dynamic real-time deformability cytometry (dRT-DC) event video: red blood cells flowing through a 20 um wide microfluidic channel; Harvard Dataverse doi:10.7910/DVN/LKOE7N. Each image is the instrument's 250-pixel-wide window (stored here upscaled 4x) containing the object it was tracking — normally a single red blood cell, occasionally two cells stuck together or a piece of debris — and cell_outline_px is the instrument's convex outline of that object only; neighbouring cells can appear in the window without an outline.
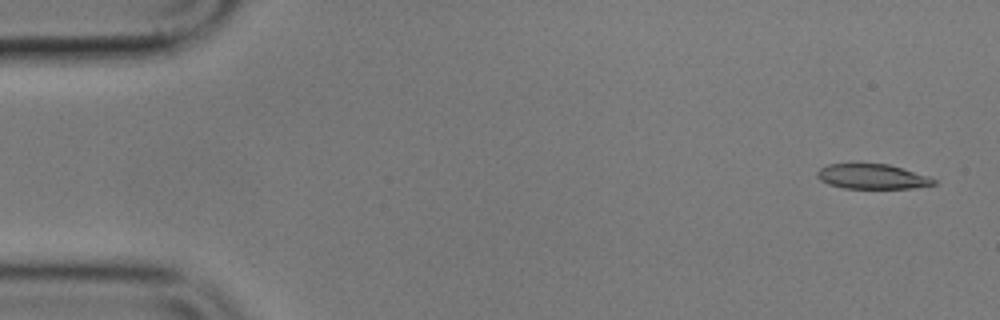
{"species": "common noctule bat (a hibernating species)", "species_latin": "Nyctalus noctula", "temperature_condition": "cold", "stored_images_in_passage": 5, "camera_frame_rate_fps": 3000, "um_per_image_px": 0.085, "animal": {"sex": "male", "body_mass_g": 17.9}, "frame": {"image": 1, "passage_image": 1, "time_ms": 0.0, "image_size_px": [1000, 320], "cell_outline_px": [[936, 184], [912, 188], [844, 188], [828, 184], [820, 180], [816, 176], [816, 172], [820, 168], [828, 164], [888, 164], [928, 176], [936, 180]], "centroid_in_image_um": [74.11, 15.01], "position_along_channel_um": 10.9, "area_um2": 16.76}}
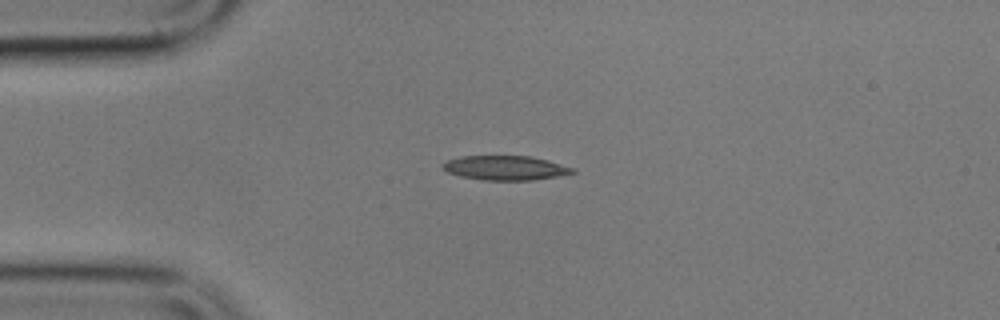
{"frame": {"image": 2, "passage_image": 4, "time_ms": 3.667, "image_size_px": [1000, 320], "cell_outline_px": [[576, 172], [556, 176], [532, 180], [484, 180], [460, 176], [448, 172], [440, 168], [440, 164], [448, 160], [460, 156], [532, 156], [548, 160], [576, 168]], "centroid_in_image_um": [42.94, 14.26], "position_along_channel_um": 42.1, "area_um2": 18.55}}